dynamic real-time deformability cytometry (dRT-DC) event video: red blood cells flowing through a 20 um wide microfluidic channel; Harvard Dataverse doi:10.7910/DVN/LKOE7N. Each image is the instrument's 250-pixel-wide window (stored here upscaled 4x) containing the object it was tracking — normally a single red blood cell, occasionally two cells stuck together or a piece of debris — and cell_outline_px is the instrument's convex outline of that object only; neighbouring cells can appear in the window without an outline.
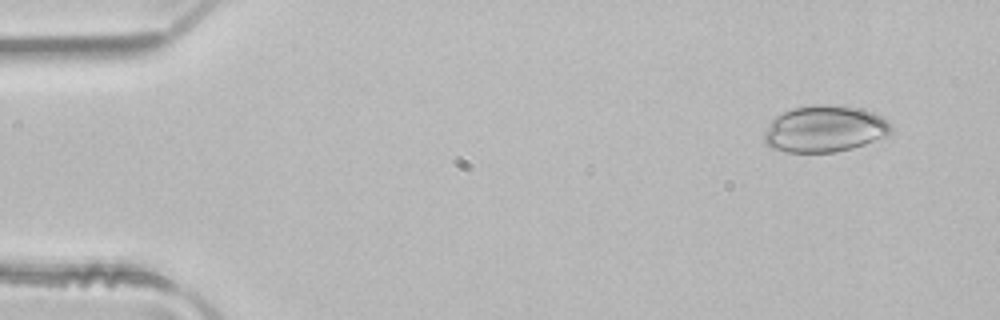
{"species": "common noctule bat (a hibernating species)", "species_latin": "Nyctalus noctula", "temperature_condition": "room temperature", "stored_images_in_passage": 3, "camera_frame_rate_fps": 3000, "um_per_image_px": 0.085, "animal": {"sex": "male", "body_mass_g": 21.5, "forearm_length_mm": 52.0}, "frame": {"image": 1, "passage_image": 1, "time_ms": 0.0, "image_size_px": [1000, 320], "cell_outline_px": [[892, 128], [888, 136], [852, 148], [836, 152], [788, 152], [772, 148], [764, 144], [764, 132], [768, 124], [776, 116], [792, 108], [812, 104], [828, 104], [860, 108], [872, 112], [880, 116]], "centroid_in_image_um": [70.06, 10.95], "position_along_channel_um": 14.9, "area_um2": 34.45}}